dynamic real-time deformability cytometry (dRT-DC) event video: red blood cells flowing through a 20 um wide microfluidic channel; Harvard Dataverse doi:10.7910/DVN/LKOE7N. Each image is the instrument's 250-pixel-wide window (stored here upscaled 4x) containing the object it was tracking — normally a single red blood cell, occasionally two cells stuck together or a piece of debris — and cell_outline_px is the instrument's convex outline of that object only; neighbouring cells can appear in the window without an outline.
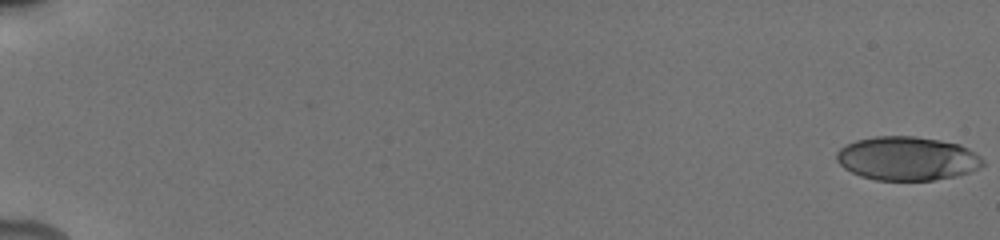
{"species": "human", "species_latin": "Homo sapiens", "temperature_condition": "cold", "stored_images_in_passage": 40, "camera_frame_rate_fps": 3000, "um_per_image_px": 0.085, "donor": {"sex": "male"}, "frame": {"image": 1, "passage_image": 1, "time_ms": 0.0, "image_size_px": [1000, 240], "cell_outline_px": [[984, 164], [980, 168], [956, 176], [932, 180], [876, 180], [860, 176], [844, 168], [836, 160], [836, 152], [840, 148], [856, 140], [876, 136], [916, 136], [940, 140], [960, 144], [968, 148], [980, 156], [984, 160]], "centroid_in_image_um": [77.11, 13.47], "position_along_channel_um": 7.9, "area_um2": 37.4}}
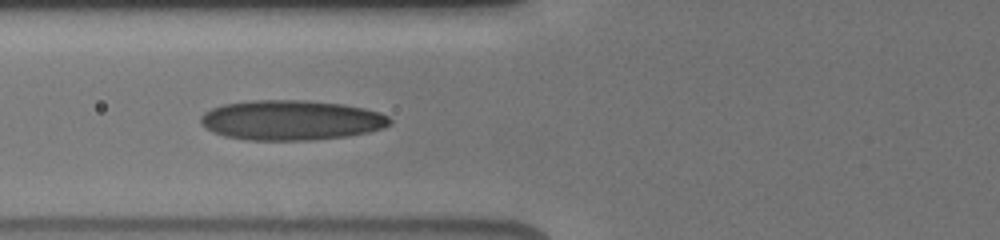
{"frame": {"image": 2, "passage_image": 21, "time_ms": 7.667, "image_size_px": [1000, 240], "cell_outline_px": [[392, 124], [384, 128], [368, 132], [348, 136], [312, 140], [248, 140], [224, 136], [212, 132], [204, 128], [200, 124], [200, 116], [204, 112], [212, 108], [224, 104], [252, 100], [304, 100], [344, 104], [364, 108], [380, 112], [388, 116], [392, 120]], "centroid_in_image_um": [24.75, 10.22], "position_along_channel_um": 101.1, "area_um2": 44.45}}
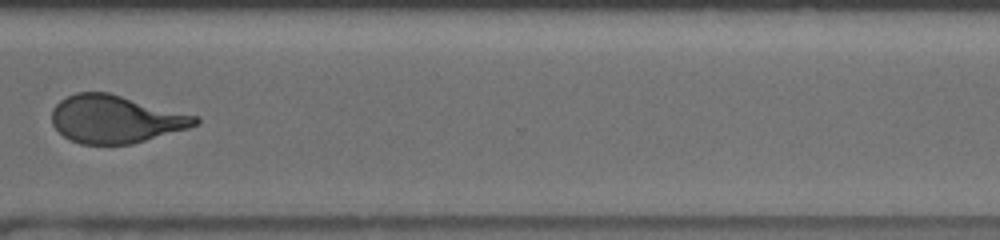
{"frame": {"image": 3, "passage_image": 39, "time_ms": 14.333, "image_size_px": [1000, 240], "cell_outline_px": [[200, 124], [188, 128], [132, 144], [80, 144], [64, 136], [52, 124], [52, 108], [60, 100], [76, 92], [108, 92], [200, 116]], "centroid_in_image_um": [9.85, 10.12], "position_along_channel_um": 360.8, "area_um2": 40.0}}